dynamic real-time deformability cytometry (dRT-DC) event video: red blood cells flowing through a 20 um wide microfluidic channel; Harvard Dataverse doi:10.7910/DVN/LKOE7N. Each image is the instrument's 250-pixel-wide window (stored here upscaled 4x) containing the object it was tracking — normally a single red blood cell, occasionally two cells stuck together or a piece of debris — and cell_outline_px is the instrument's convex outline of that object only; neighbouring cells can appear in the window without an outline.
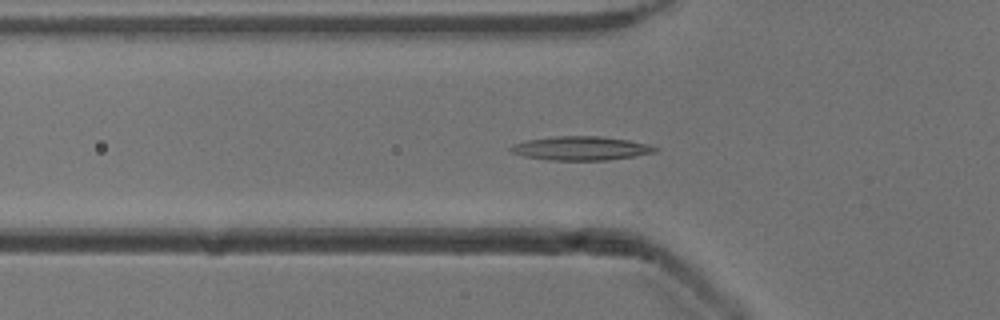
{"species": "common noctule bat (a hibernating species)", "species_latin": "Nyctalus noctula", "temperature_condition": "cold", "stored_images_in_passage": 28, "camera_frame_rate_fps": 3000, "um_per_image_px": 0.085, "animal": {"sex": "male", "body_mass_g": 13.3}, "frame": {"image": 1, "passage_image": 17, "time_ms": 5.333, "image_size_px": [1000, 320], "cell_outline_px": [[660, 148], [656, 152], [608, 160], [548, 160], [524, 156], [512, 152], [508, 148], [512, 144], [528, 140], [556, 136], [600, 136], [628, 140], [648, 144]], "centroid_in_image_um": [49.37, 12.6], "position_along_channel_um": 76.4, "area_um2": 20.0}}
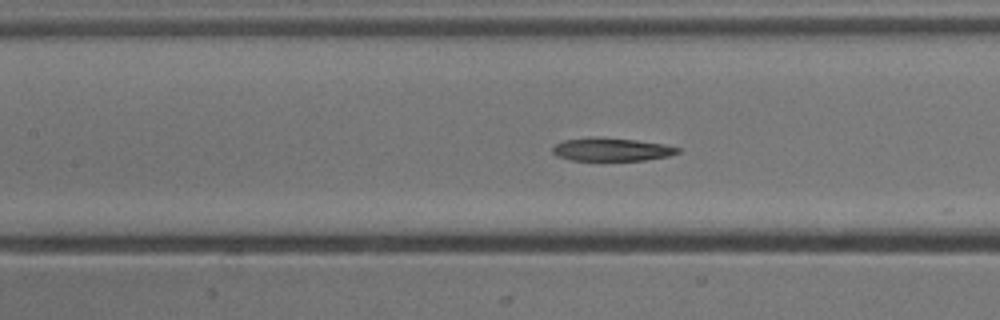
{"frame": {"image": 2, "passage_image": 23, "time_ms": 7.333, "image_size_px": [1000, 320], "cell_outline_px": [[680, 152], [668, 156], [644, 160], [572, 160], [556, 156], [552, 152], [552, 148], [556, 144], [564, 140], [592, 136], [636, 140], [664, 144], [680, 148]], "centroid_in_image_um": [51.96, 12.69], "position_along_channel_um": 155.4, "area_um2": 16.88}}
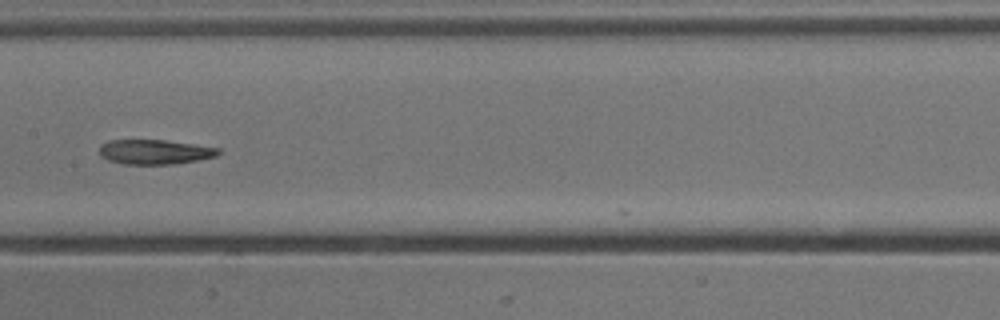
{"frame": {"image": 3, "passage_image": 26, "time_ms": 8.333, "image_size_px": [1000, 320], "cell_outline_px": [[220, 152], [216, 156], [200, 160], [172, 164], [124, 164], [108, 160], [100, 156], [100, 144], [108, 140], [164, 140], [220, 148]], "centroid_in_image_um": [13.14, 12.91], "position_along_channel_um": 194.3, "area_um2": 17.11}}